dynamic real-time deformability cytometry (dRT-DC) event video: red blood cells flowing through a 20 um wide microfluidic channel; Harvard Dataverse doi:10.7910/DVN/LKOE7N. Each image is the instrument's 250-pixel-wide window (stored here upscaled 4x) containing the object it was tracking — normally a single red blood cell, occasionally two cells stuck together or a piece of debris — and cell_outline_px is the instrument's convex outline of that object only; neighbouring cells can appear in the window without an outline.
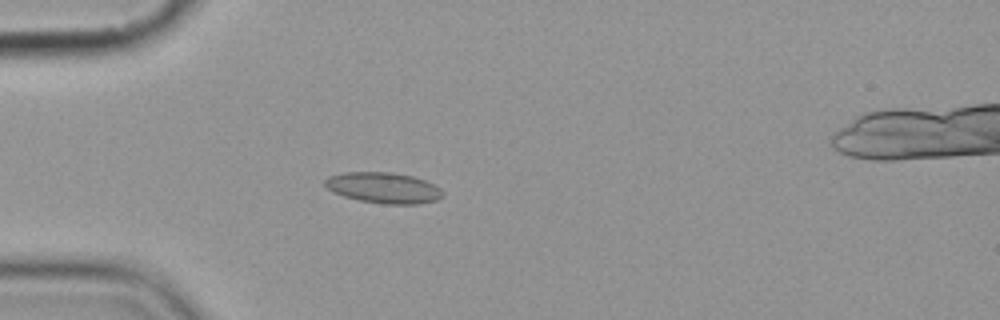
{"species": "common noctule bat (a hibernating species)", "species_latin": "Nyctalus noctula", "temperature_condition": "cold", "stored_images_in_passage": 3, "camera_frame_rate_fps": 3000, "um_per_image_px": 0.085, "animal": {"sex": "female", "body_mass_g": 19.9}, "frame": {"image": 1, "passage_image": 3, "time_ms": 2.333, "image_size_px": [1000, 320], "cell_outline_px": [[444, 196], [436, 200], [416, 204], [384, 204], [360, 200], [344, 196], [332, 192], [324, 184], [324, 180], [328, 176], [344, 172], [392, 172], [412, 176], [424, 180], [440, 188], [444, 192]], "centroid_in_image_um": [32.59, 15.96], "position_along_channel_um": 52.4, "area_um2": 21.15}}